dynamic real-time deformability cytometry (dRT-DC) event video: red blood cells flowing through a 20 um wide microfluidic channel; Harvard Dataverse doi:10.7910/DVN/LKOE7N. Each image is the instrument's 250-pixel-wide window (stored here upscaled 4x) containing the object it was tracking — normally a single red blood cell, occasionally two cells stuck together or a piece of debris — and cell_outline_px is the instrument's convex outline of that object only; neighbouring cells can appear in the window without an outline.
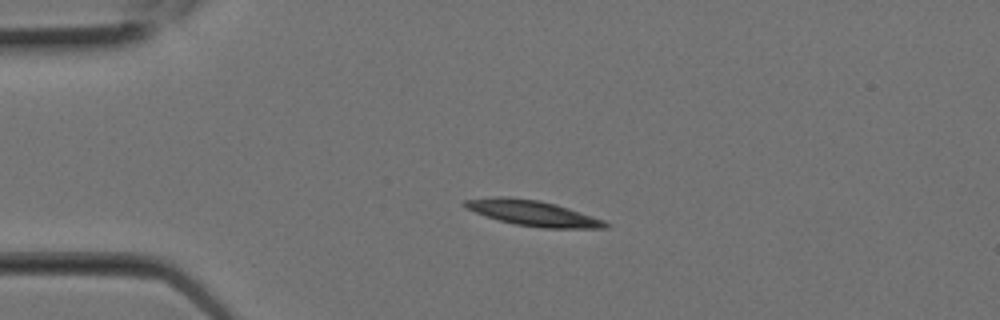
{"species": "Egyptian fruit bat (a non-hibernating species)", "species_latin": "Rousettus aegyptiacus", "temperature_condition": "room temperature", "stored_images_in_passage": 9, "camera_frame_rate_fps": 3000, "um_per_image_px": 0.085, "animal": {"sex": "female"}, "frame": {"image": 1, "passage_image": 6, "time_ms": 1.667, "image_size_px": [1000, 320], "cell_outline_px": [[612, 224], [608, 228], [544, 228], [516, 224], [484, 216], [460, 204], [464, 200], [496, 196], [504, 196], [540, 200], [556, 204], [604, 220]], "centroid_in_image_um": [45.3, 18.11], "position_along_channel_um": 39.7, "area_um2": 20.81}}
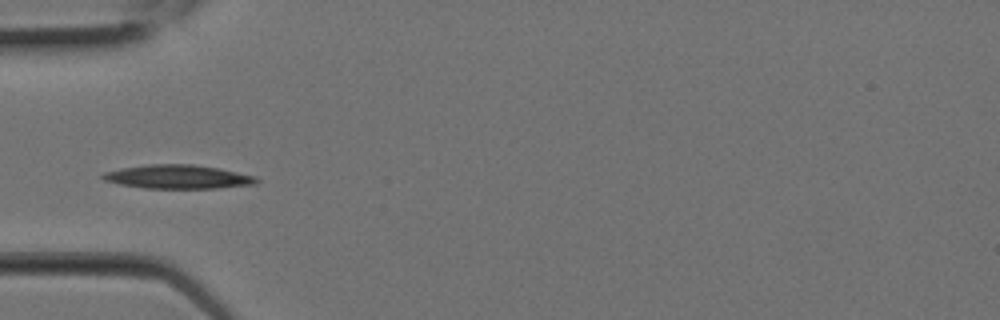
{"frame": {"image": 2, "passage_image": 8, "time_ms": 2.333, "image_size_px": [1000, 320], "cell_outline_px": [[260, 180], [256, 184], [216, 188], [144, 188], [120, 184], [104, 180], [100, 176], [104, 172], [120, 168], [148, 164], [192, 164], [216, 168], [256, 176]], "centroid_in_image_um": [15.1, 15.03], "position_along_channel_um": 69.9, "area_um2": 21.21}}